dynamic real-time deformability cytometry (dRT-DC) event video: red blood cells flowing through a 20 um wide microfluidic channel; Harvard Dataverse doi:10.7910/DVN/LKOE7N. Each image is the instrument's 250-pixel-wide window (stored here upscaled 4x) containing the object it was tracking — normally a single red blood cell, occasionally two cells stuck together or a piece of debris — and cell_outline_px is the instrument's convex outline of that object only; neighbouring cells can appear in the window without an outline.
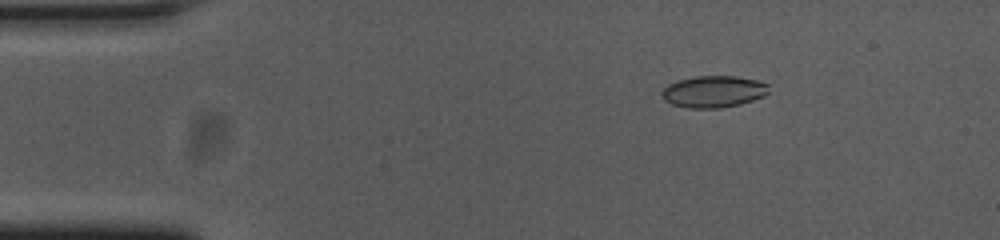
{"species": "common noctule bat (a hibernating species)", "species_latin": "Nyctalus noctula", "temperature_condition": "cold", "stored_images_in_passage": 54, "camera_frame_rate_fps": 3000, "um_per_image_px": 0.085, "animal": {"sex": "female", "body_mass_g": 23.0, "forearm_length_mm": 53.4}, "frame": {"image": 1, "passage_image": 8, "time_ms": 2.333, "image_size_px": [1000, 240], "cell_outline_px": [[768, 92], [764, 96], [740, 104], [720, 108], [688, 108], [672, 104], [664, 100], [660, 96], [660, 92], [668, 84], [676, 80], [696, 76], [736, 76], [756, 80], [768, 84]], "centroid_in_image_um": [60.61, 7.78], "position_along_channel_um": 24.4, "area_um2": 19.88}}
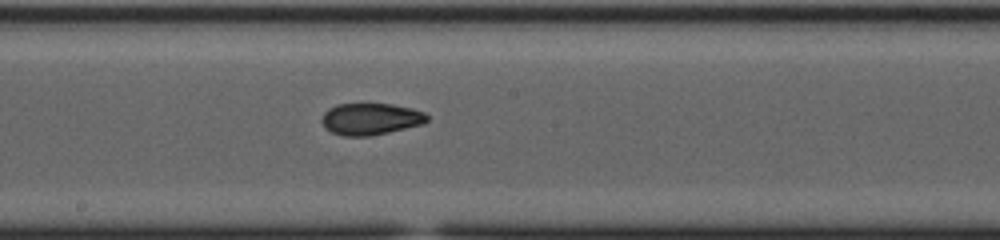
{"frame": {"image": 2, "passage_image": 29, "time_ms": 9.333, "image_size_px": [1000, 240], "cell_outline_px": [[428, 120], [424, 124], [388, 132], [368, 136], [344, 136], [332, 132], [324, 128], [320, 120], [324, 112], [328, 108], [336, 104], [392, 104], [412, 108], [424, 112], [428, 116]], "centroid_in_image_um": [31.48, 10.11], "position_along_channel_um": 216.7, "area_um2": 19.59}}
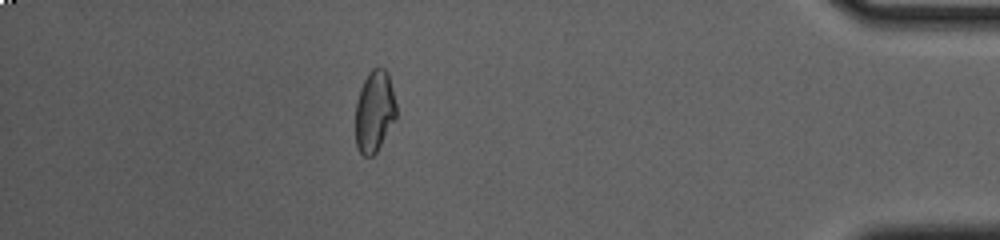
{"frame": {"image": 3, "passage_image": 48, "time_ms": 15.667, "image_size_px": [1000, 240], "cell_outline_px": [[396, 120], [376, 152], [372, 156], [364, 156], [360, 152], [356, 144], [356, 100], [360, 88], [368, 72], [372, 68], [384, 68], [388, 72], [396, 104]], "centroid_in_image_um": [31.83, 9.45], "position_along_channel_um": 403.4, "area_um2": 19.48}, "authors_computed_cell_mechanics": {"area_um2": 19.5364, "velocity_mm_per_s": 3.7131, "shape_relaxation_time_tau1_ms": null, "shape_relaxation_time_tau2_ms": 1.8328, "deformation_change_tau1": null, "deformation_change_tau2": 0.0653}}